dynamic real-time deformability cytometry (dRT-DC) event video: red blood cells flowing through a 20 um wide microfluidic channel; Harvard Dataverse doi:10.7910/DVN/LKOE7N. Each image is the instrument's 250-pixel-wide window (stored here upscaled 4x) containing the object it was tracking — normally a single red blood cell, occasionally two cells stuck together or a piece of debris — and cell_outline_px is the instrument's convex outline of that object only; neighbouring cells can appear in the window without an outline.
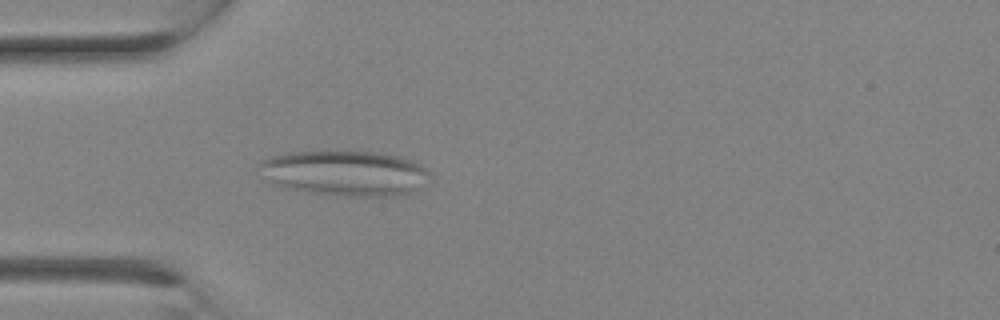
{"species": "Egyptian fruit bat (a non-hibernating species)", "species_latin": "Rousettus aegyptiacus", "temperature_condition": "room temperature", "stored_images_in_passage": 7, "camera_frame_rate_fps": 3000, "um_per_image_px": 0.085, "animal": {"sex": "female"}, "frame": {"image": 1, "passage_image": 5, "time_ms": 1.333, "image_size_px": [1000, 320], "cell_outline_px": [[428, 172], [420, 188], [412, 192], [388, 196], [348, 196], [308, 192], [288, 188], [272, 184], [260, 164], [260, 160], [272, 156], [288, 152], [380, 152], [400, 156], [412, 160], [420, 164]], "centroid_in_image_um": [29.34, 14.71], "position_along_channel_um": 55.7, "area_um2": 44.22}}